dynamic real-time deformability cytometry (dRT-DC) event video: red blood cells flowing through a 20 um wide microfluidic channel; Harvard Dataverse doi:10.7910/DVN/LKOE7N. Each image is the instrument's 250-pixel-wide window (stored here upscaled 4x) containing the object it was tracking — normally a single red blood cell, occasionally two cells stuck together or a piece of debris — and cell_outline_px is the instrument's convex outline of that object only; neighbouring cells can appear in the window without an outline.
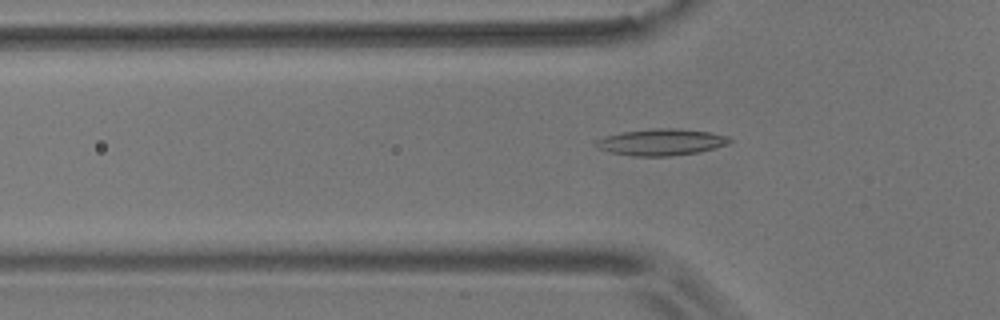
{"species": "common noctule bat (a hibernating species)", "species_latin": "Nyctalus noctula", "temperature_condition": "room temperature", "stored_images_in_passage": 21, "camera_frame_rate_fps": 3000, "um_per_image_px": 0.085, "animal": {"sex": "male", "body_mass_g": 17.9}, "frame": {"image": 1, "passage_image": 6, "time_ms": 1.667, "image_size_px": [1000, 320], "cell_outline_px": [[732, 140], [728, 144], [700, 152], [668, 156], [632, 156], [612, 152], [596, 148], [592, 144], [596, 140], [604, 136], [624, 132], [656, 128], [668, 128], [708, 132], [728, 136]], "centroid_in_image_um": [56.17, 12.09], "position_along_channel_um": 69.6, "area_um2": 20.52}}
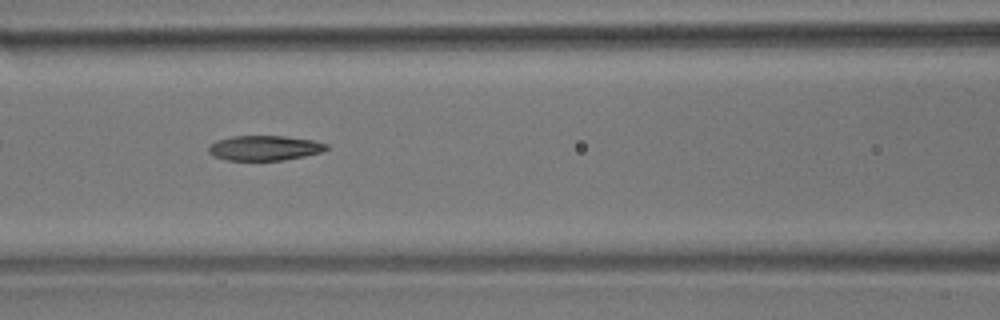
{"frame": {"image": 2, "passage_image": 12, "time_ms": 3.667, "image_size_px": [1000, 320], "cell_outline_px": [[328, 148], [320, 152], [304, 156], [284, 160], [224, 160], [212, 156], [208, 152], [208, 148], [216, 140], [232, 136], [284, 136], [312, 140], [328, 144]], "centroid_in_image_um": [22.45, 12.58], "position_along_channel_um": 144.2, "area_um2": 17.11}}
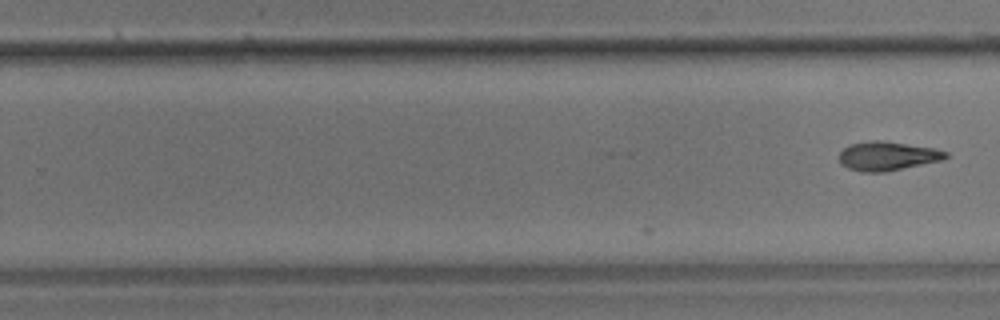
{"frame": {"image": 3, "passage_image": 21, "time_ms": 6.667, "image_size_px": [1000, 320], "cell_outline_px": [[948, 156], [944, 160], [884, 172], [860, 172], [848, 168], [840, 164], [840, 152], [848, 144], [868, 140], [880, 140], [936, 148], [948, 152]], "centroid_in_image_um": [75.43, 13.25], "position_along_channel_um": 254.4, "area_um2": 18.21}}